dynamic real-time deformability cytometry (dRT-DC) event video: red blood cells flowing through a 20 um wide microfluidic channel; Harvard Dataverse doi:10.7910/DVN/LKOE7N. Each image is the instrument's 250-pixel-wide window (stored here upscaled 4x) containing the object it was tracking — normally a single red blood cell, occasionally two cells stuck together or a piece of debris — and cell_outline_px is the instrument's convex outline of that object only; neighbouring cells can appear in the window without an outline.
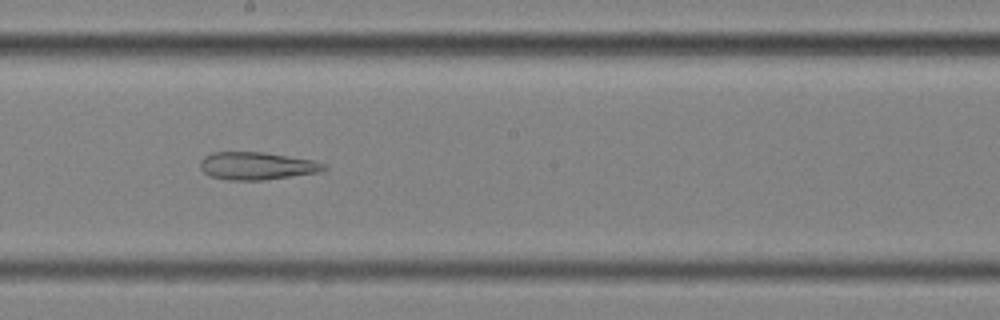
{"species": "common noctule bat (a hibernating species)", "species_latin": "Nyctalus noctula", "temperature_condition": "cold", "stored_images_in_passage": 46, "segment_of_instrument_passage": [2, 2], "camera_frame_rate_fps": 3000, "um_per_image_px": 0.085, "animal": {"sex": "female", "body_mass_g": 25.1}, "frame": {"image": 1, "passage_image": 21, "time_ms": 6.667, "image_size_px": [1000, 320], "cell_outline_px": [[328, 168], [320, 172], [264, 180], [228, 180], [208, 176], [200, 168], [200, 160], [204, 156], [212, 152], [264, 152], [312, 160], [324, 164]], "centroid_in_image_um": [21.79, 14.1], "position_along_channel_um": 226.4, "area_um2": 20.0}}
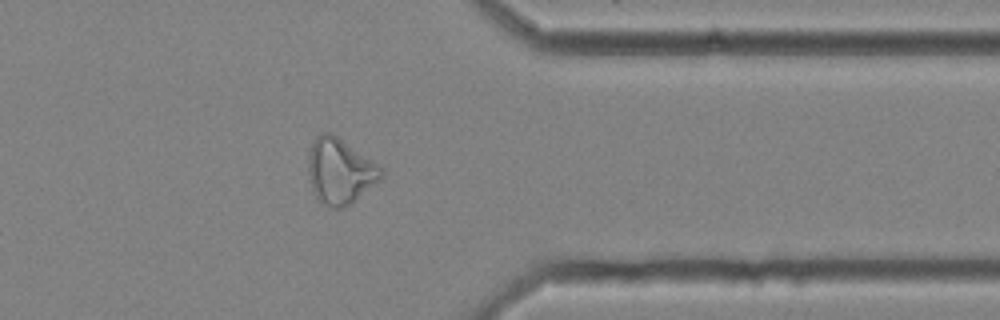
{"frame": {"image": 2, "passage_image": 35, "time_ms": 11.333, "image_size_px": [1000, 320], "cell_outline_px": [[384, 172], [380, 180], [356, 200], [344, 208], [336, 208], [324, 204], [312, 192], [308, 172], [308, 156], [312, 144], [316, 136], [320, 132], [332, 132], [384, 168]], "centroid_in_image_um": [28.9, 14.53], "position_along_channel_um": 382.5, "area_um2": 27.98}}
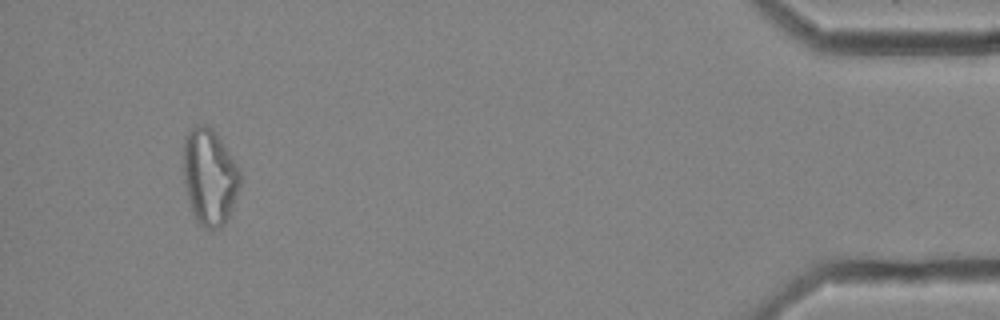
{"frame": {"image": 3, "passage_image": 43, "time_ms": 14.0, "image_size_px": [1000, 320], "cell_outline_px": [[240, 184], [228, 216], [224, 224], [220, 228], [212, 232], [204, 228], [196, 220], [192, 212], [188, 200], [184, 184], [184, 140], [188, 132], [196, 124], [204, 124], [212, 128], [216, 132], [224, 144], [236, 164], [240, 172]], "centroid_in_image_um": [17.8, 15.05], "position_along_channel_um": 417.4, "area_um2": 31.79}}